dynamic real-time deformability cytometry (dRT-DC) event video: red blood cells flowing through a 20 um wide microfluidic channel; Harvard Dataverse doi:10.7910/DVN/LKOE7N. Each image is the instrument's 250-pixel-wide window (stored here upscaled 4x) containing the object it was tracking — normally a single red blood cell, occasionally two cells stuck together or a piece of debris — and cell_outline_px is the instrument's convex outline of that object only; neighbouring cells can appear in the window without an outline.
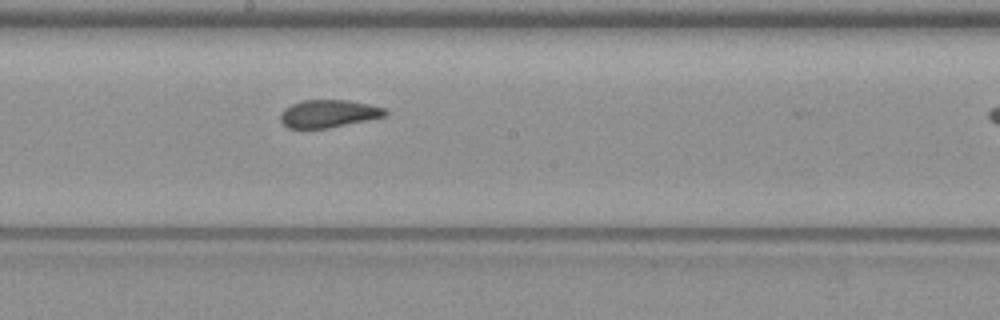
{"species": "common noctule bat (a hibernating species)", "species_latin": "Nyctalus noctula", "temperature_condition": "warm", "stored_images_in_passage": 8, "camera_frame_rate_fps": 3000, "um_per_image_px": 0.085, "animal": {"sex": "female", "body_mass_g": 19.3, "forearm_length_mm": 54.1}, "frame": {"image": 1, "passage_image": 7, "time_ms": 8.0, "image_size_px": [1000, 320], "cell_outline_px": [[388, 116], [328, 128], [288, 128], [280, 120], [280, 112], [284, 108], [300, 100], [348, 100], [368, 104], [384, 108], [388, 112]], "centroid_in_image_um": [27.92, 9.65], "position_along_channel_um": 220.3, "area_um2": 16.99}}